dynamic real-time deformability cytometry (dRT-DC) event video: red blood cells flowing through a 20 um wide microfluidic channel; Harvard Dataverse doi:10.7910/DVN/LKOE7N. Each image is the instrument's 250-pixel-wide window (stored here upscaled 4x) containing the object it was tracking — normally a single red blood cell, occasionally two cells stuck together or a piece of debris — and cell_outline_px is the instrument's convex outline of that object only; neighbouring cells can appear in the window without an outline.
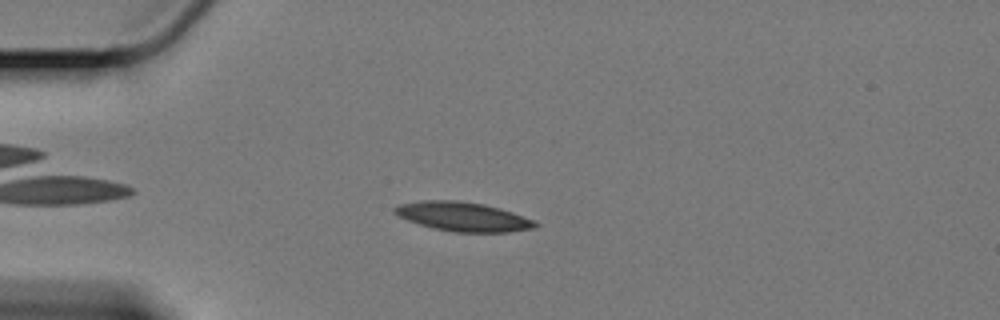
{"species": "Egyptian fruit bat (a non-hibernating species)", "species_latin": "Rousettus aegyptiacus", "temperature_condition": "cold", "stored_images_in_passage": 47, "camera_frame_rate_fps": 3000, "um_per_image_px": 0.085, "animal": {"sex": "female"}, "frame": {"image": 1, "passage_image": 3, "time_ms": 0.667, "image_size_px": [1000, 320], "cell_outline_px": [[540, 224], [536, 228], [508, 232], [456, 232], [432, 228], [408, 220], [392, 212], [392, 208], [400, 204], [424, 200], [460, 200], [484, 204], [500, 208], [512, 212], [532, 220]], "centroid_in_image_um": [39.36, 18.41], "position_along_channel_um": 45.6, "area_um2": 23.87}}
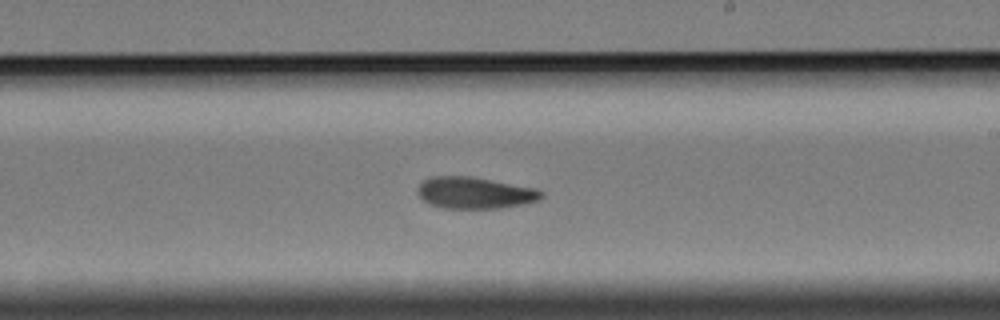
{"frame": {"image": 2, "passage_image": 23, "time_ms": 7.333, "image_size_px": [1000, 320], "cell_outline_px": [[544, 196], [540, 200], [524, 204], [500, 208], [444, 208], [428, 204], [416, 192], [420, 184], [424, 180], [432, 176], [468, 176], [540, 188], [544, 192]], "centroid_in_image_um": [40.41, 16.39], "position_along_channel_um": 248.6, "area_um2": 23.0}}
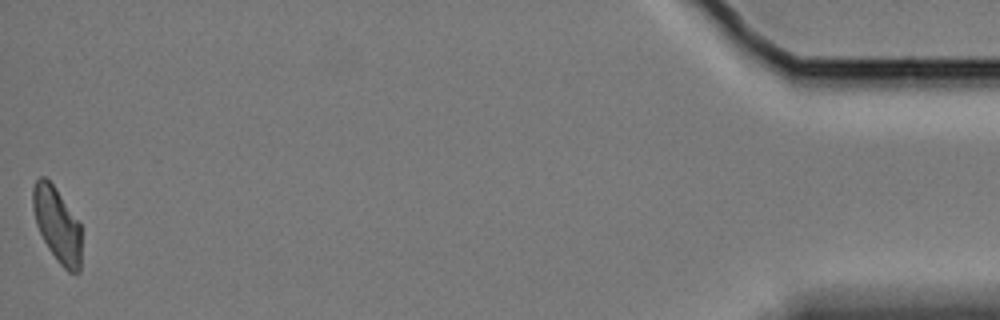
{"frame": {"image": 3, "passage_image": 47, "time_ms": 15.333, "image_size_px": [1000, 320], "cell_outline_px": [[80, 272], [68, 272], [56, 260], [48, 248], [36, 224], [32, 208], [32, 188], [36, 180], [40, 176], [44, 176], [56, 188], [80, 224]], "centroid_in_image_um": [4.83, 19.09], "position_along_channel_um": 430.4, "area_um2": 20.98}, "authors_computed_cell_mechanics": {"area_um2": 22.831, "velocity_mm_per_s": 3.3727, "shape_relaxation_time_tau1_ms": null, "shape_relaxation_time_tau2_ms": 9.8033, "deformation_change_tau1": null, "deformation_change_tau2": 0.1581}}